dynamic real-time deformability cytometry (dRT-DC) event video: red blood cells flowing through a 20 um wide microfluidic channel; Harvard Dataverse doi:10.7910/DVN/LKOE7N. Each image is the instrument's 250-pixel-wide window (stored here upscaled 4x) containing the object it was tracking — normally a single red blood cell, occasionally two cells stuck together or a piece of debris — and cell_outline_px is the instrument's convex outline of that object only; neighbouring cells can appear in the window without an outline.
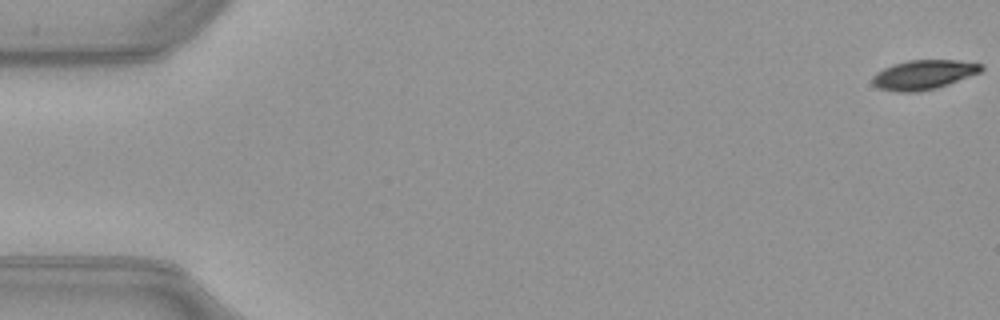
{"species": "common noctule bat (a hibernating species)", "species_latin": "Nyctalus noctula", "temperature_condition": "warm", "stored_images_in_passage": 50, "camera_frame_rate_fps": 3000, "um_per_image_px": 0.085, "animal": {"sex": "female", "body_mass_g": 21.9}, "frame": {"image": 1, "passage_image": 1, "time_ms": 0.0, "image_size_px": [1000, 320], "cell_outline_px": [[984, 68], [980, 72], [948, 84], [936, 88], [916, 92], [896, 92], [880, 88], [872, 84], [872, 76], [876, 72], [892, 64], [908, 60], [956, 60], [984, 64]], "centroid_in_image_um": [78.49, 6.34], "position_along_channel_um": 6.5, "area_um2": 18.67}}
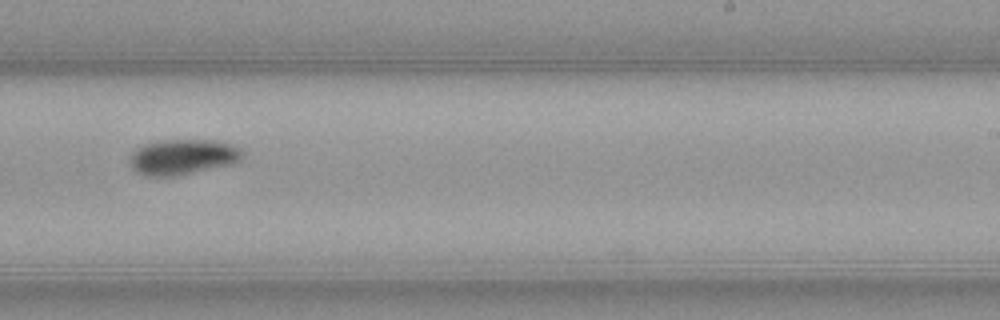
{"frame": {"image": 2, "passage_image": 33, "time_ms": 10.667, "image_size_px": [1000, 320], "cell_outline_px": [[244, 156], [240, 160], [232, 164], [176, 176], [144, 176], [136, 172], [132, 168], [128, 160], [132, 152], [136, 148], [144, 144], [168, 140], [216, 140], [232, 144], [240, 148], [244, 152]], "centroid_in_image_um": [15.53, 13.34], "position_along_channel_um": 273.5, "area_um2": 23.47}}
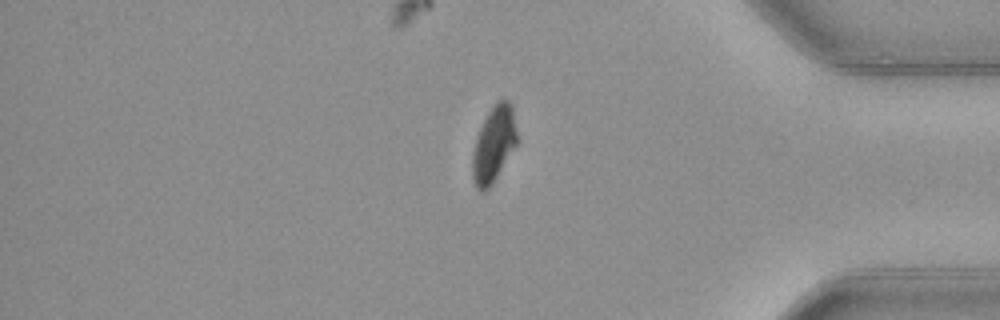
{"frame": {"image": 3, "passage_image": 44, "time_ms": 14.333, "image_size_px": [1000, 320], "cell_outline_px": [[516, 144], [492, 184], [484, 192], [480, 192], [476, 188], [472, 180], [472, 152], [476, 136], [488, 112], [496, 100], [508, 100], [512, 104], [516, 132]], "centroid_in_image_um": [41.93, 12.27], "position_along_channel_um": 393.3, "area_um2": 19.59}, "authors_computed_cell_mechanics": {"area_um2": 21.2993, "velocity_mm_per_s": 3.9915, "shape_relaxation_time_tau1_ms": 2.1954, "shape_relaxation_time_tau2_ms": null, "deformation_change_tau1": 0.1355, "deformation_change_tau2": null}}